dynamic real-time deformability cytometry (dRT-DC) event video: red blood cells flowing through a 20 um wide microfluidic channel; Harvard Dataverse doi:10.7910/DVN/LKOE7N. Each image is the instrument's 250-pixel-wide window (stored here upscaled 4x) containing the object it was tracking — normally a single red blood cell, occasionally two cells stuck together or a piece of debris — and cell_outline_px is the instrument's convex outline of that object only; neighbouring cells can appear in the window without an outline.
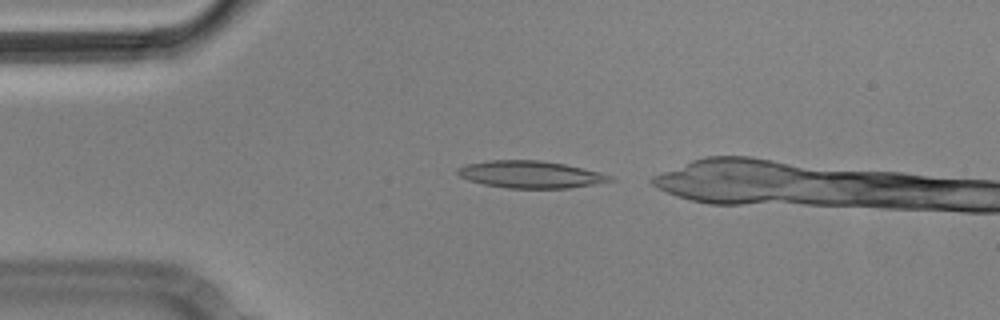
{"species": "Egyptian fruit bat (a non-hibernating species)", "species_latin": "Rousettus aegyptiacus", "temperature_condition": "cold", "stored_images_in_passage": 6, "camera_frame_rate_fps": 3000, "um_per_image_px": 0.085, "animal": {"sex": "male"}, "frame": {"image": 1, "passage_image": 3, "time_ms": 0.667, "image_size_px": [1000, 320], "cell_outline_px": [[616, 180], [568, 188], [504, 188], [484, 184], [468, 180], [460, 176], [456, 172], [456, 168], [464, 164], [488, 160], [540, 160], [564, 164], [600, 172], [612, 176]], "centroid_in_image_um": [45.05, 14.82], "position_along_channel_um": 40.0, "area_um2": 24.16}}